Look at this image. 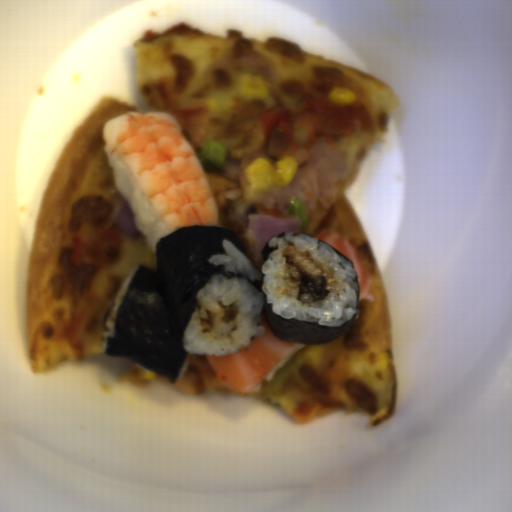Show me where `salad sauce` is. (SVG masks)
<instances>
[{
	"label": "salad sauce",
	"mask_w": 512,
	"mask_h": 512,
	"mask_svg": "<svg viewBox=\"0 0 512 512\" xmlns=\"http://www.w3.org/2000/svg\"><path fill=\"white\" fill-rule=\"evenodd\" d=\"M282 282L288 290H297L301 303L325 299L336 286V275L317 263L312 254L297 246L285 251Z\"/></svg>",
	"instance_id": "obj_1"
},
{
	"label": "salad sauce",
	"mask_w": 512,
	"mask_h": 512,
	"mask_svg": "<svg viewBox=\"0 0 512 512\" xmlns=\"http://www.w3.org/2000/svg\"><path fill=\"white\" fill-rule=\"evenodd\" d=\"M216 302L223 312V315L220 316V320L223 324H231L241 312V306L236 301H232L230 304H224L223 300L219 299Z\"/></svg>",
	"instance_id": "obj_2"
},
{
	"label": "salad sauce",
	"mask_w": 512,
	"mask_h": 512,
	"mask_svg": "<svg viewBox=\"0 0 512 512\" xmlns=\"http://www.w3.org/2000/svg\"><path fill=\"white\" fill-rule=\"evenodd\" d=\"M205 312L207 317H200L199 323L202 328L200 329V332L205 334H212L213 328L215 326V319L218 316L217 311H213L209 308H205Z\"/></svg>",
	"instance_id": "obj_3"
}]
</instances>
